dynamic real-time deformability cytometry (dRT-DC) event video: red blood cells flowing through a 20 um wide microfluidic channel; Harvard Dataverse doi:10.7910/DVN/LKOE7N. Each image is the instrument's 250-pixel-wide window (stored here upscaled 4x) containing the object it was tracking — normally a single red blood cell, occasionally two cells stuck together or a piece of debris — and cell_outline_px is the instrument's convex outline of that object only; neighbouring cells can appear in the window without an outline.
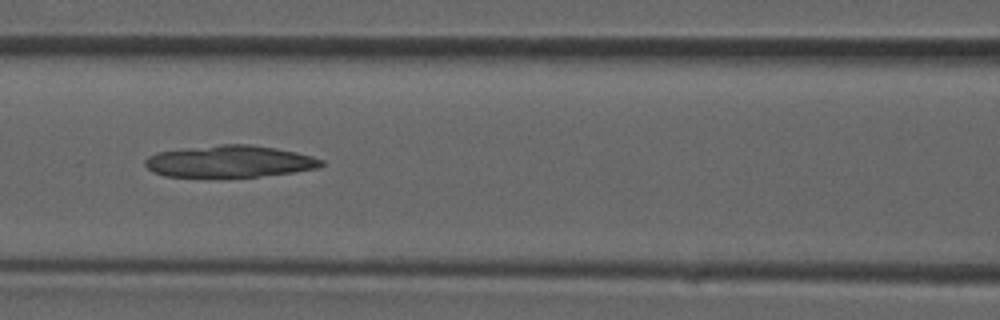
{"species": "common noctule bat (a hibernating species)", "species_latin": "Nyctalus noctula", "temperature_condition": "room temperature", "stored_images_in_passage": 37, "camera_frame_rate_fps": 3000, "um_per_image_px": 0.085, "animal": {"sex": "male", "forearm_length_mm": 52.5}, "frame": {"image": 1, "passage_image": 16, "time_ms": 5.0, "image_size_px": [1000, 320], "cell_outline_px": [[324, 164], [320, 168], [292, 172], [260, 176], [164, 176], [152, 172], [144, 164], [144, 160], [148, 156], [160, 152], [184, 148], [220, 144], [248, 144], [276, 148], [296, 152], [312, 156], [324, 160]], "centroid_in_image_um": [19.54, 13.71], "position_along_channel_um": 147.1, "area_um2": 32.54}}